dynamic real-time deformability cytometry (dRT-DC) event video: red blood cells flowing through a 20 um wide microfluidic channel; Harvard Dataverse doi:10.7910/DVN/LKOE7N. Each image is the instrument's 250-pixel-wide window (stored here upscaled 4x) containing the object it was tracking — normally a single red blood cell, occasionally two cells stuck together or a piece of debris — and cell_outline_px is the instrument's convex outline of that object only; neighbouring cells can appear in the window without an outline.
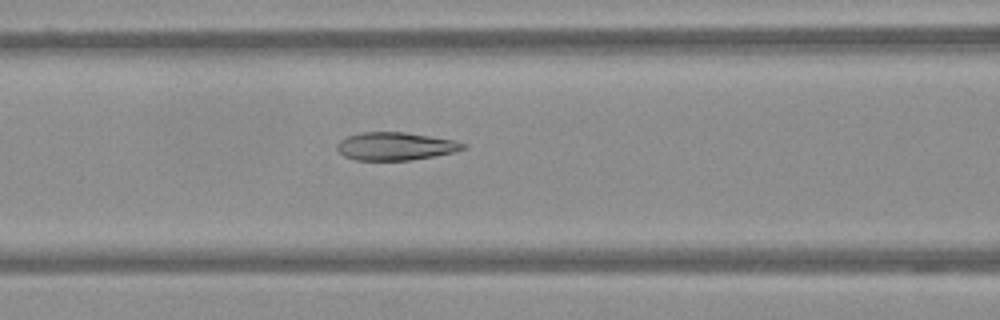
{"species": "Egyptian fruit bat (a non-hibernating species)", "species_latin": "Rousettus aegyptiacus", "temperature_condition": "warm", "stored_images_in_passage": 58, "camera_frame_rate_fps": 3000, "um_per_image_px": 0.085, "frame": {"image": 1, "passage_image": 25, "time_ms": 8.0, "image_size_px": [1000, 320], "cell_outline_px": [[468, 148], [452, 152], [412, 160], [356, 160], [344, 156], [336, 148], [336, 144], [340, 140], [348, 136], [360, 132], [404, 132], [452, 140], [468, 144]], "centroid_in_image_um": [33.59, 12.43], "position_along_channel_um": 133.0, "area_um2": 20.4}}
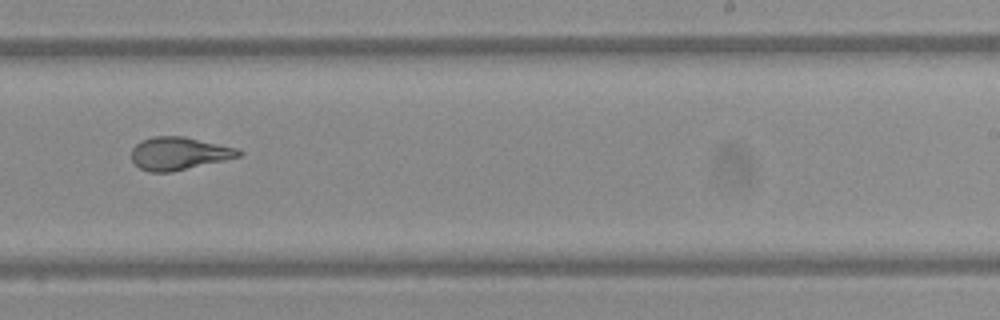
{"frame": {"image": 2, "passage_image": 37, "time_ms": 12.0, "image_size_px": [1000, 320], "cell_outline_px": [[244, 152], [240, 156], [224, 160], [172, 172], [148, 172], [140, 168], [132, 160], [132, 148], [140, 140], [152, 136], [184, 136], [236, 148]], "centroid_in_image_um": [15.18, 13.04], "position_along_channel_um": 273.8, "area_um2": 20.46}}
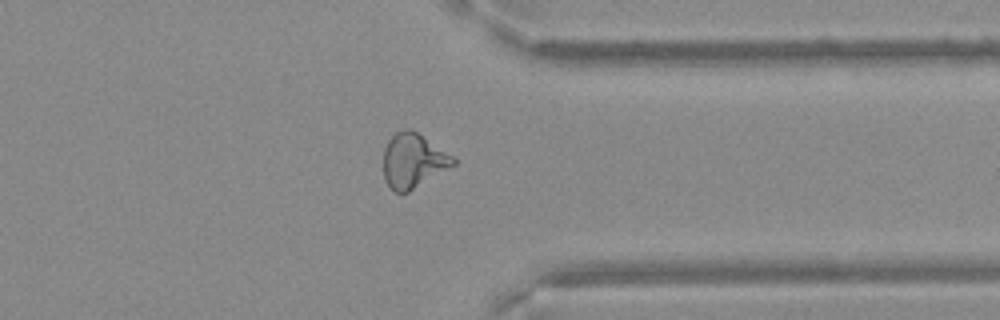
{"frame": {"image": 3, "passage_image": 46, "time_ms": 15.0, "image_size_px": [1000, 320], "cell_outline_px": [[456, 164], [408, 192], [396, 192], [388, 184], [384, 176], [384, 148], [388, 140], [396, 132], [404, 128], [408, 128], [416, 132], [452, 156], [456, 160]], "centroid_in_image_um": [35.1, 13.65], "position_along_channel_um": 376.3, "area_um2": 21.68}}